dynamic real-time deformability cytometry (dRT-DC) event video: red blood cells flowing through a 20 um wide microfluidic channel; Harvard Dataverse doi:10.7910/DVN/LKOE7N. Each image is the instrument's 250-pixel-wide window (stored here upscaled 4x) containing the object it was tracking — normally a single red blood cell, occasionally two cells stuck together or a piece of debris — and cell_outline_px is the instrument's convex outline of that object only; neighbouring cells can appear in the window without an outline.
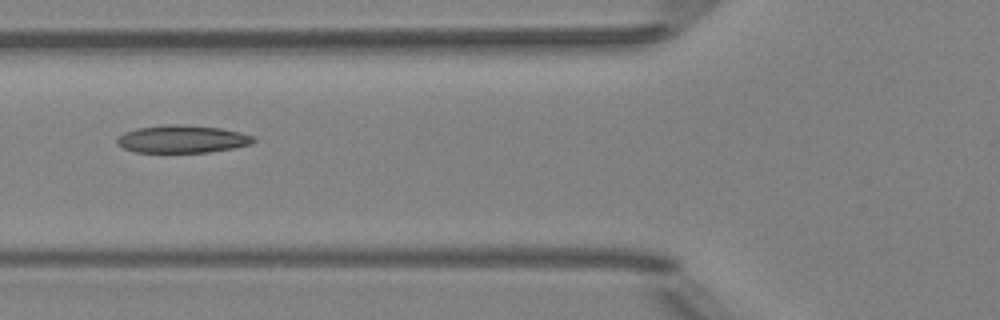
{"species": "Egyptian fruit bat (a non-hibernating species)", "species_latin": "Rousettus aegyptiacus", "temperature_condition": "room temperature", "stored_images_in_passage": 5, "camera_frame_rate_fps": 3000, "um_per_image_px": 0.085, "animal": {"sex": "female"}, "frame": {"image": 1, "passage_image": 5, "time_ms": 5.333, "image_size_px": [1000, 320], "cell_outline_px": [[256, 140], [248, 144], [232, 148], [208, 152], [136, 152], [124, 148], [116, 144], [116, 136], [124, 132], [136, 128], [168, 124], [184, 124], [220, 128], [240, 132], [256, 136]], "centroid_in_image_um": [15.45, 11.81], "position_along_channel_um": 110.3, "area_um2": 22.08}}